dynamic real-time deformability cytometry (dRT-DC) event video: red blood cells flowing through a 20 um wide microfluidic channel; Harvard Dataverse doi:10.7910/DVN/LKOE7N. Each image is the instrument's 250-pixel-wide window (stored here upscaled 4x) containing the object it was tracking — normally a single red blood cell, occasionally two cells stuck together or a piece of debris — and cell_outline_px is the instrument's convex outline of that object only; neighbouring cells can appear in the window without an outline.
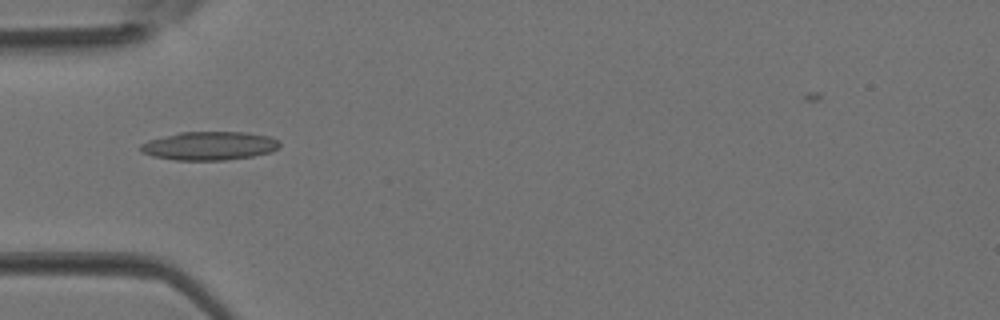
{"species": "Egyptian fruit bat (a non-hibernating species)", "species_latin": "Rousettus aegyptiacus", "temperature_condition": "room temperature", "stored_images_in_passage": 4, "camera_frame_rate_fps": 3000, "um_per_image_px": 0.085, "animal": {"sex": "female"}, "frame": {"image": 1, "passage_image": 4, "time_ms": 1.0, "image_size_px": [1000, 320], "cell_outline_px": [[280, 144], [272, 152], [252, 156], [224, 160], [176, 160], [152, 156], [140, 152], [140, 144], [148, 140], [180, 132], [248, 132], [268, 136], [280, 140]], "centroid_in_image_um": [17.79, 12.39], "position_along_channel_um": 67.2, "area_um2": 23.18}}